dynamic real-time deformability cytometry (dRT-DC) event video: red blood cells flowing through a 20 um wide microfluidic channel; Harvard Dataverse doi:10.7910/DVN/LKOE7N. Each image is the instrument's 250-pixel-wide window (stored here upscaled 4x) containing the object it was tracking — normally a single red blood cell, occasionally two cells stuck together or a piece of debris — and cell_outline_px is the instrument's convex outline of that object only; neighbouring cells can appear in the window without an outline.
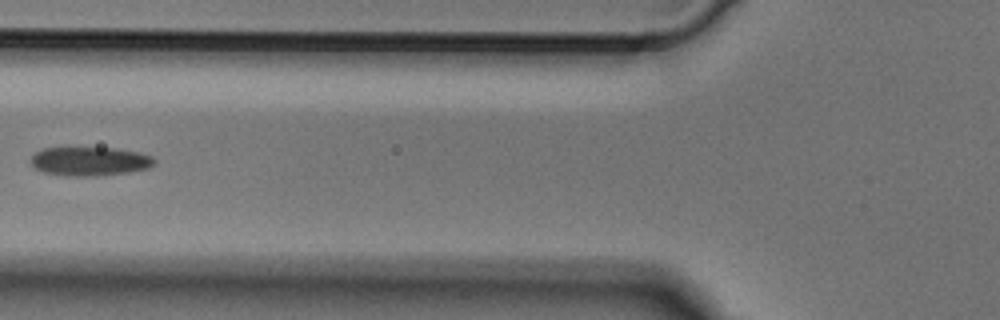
{"species": "Egyptian fruit bat (a non-hibernating species)", "species_latin": "Rousettus aegyptiacus", "temperature_condition": "cold", "stored_images_in_passage": 6, "camera_frame_rate_fps": 3000, "um_per_image_px": 0.085, "animal": {"sex": "male"}, "frame": {"image": 1, "passage_image": 5, "time_ms": 1.333, "image_size_px": [1000, 320], "cell_outline_px": [[156, 164], [148, 168], [128, 172], [96, 176], [68, 176], [44, 172], [36, 168], [28, 160], [36, 152], [44, 148], [116, 148], [140, 152], [152, 156], [156, 160]], "centroid_in_image_um": [7.66, 13.71], "position_along_channel_um": 118.1, "area_um2": 20.87}}
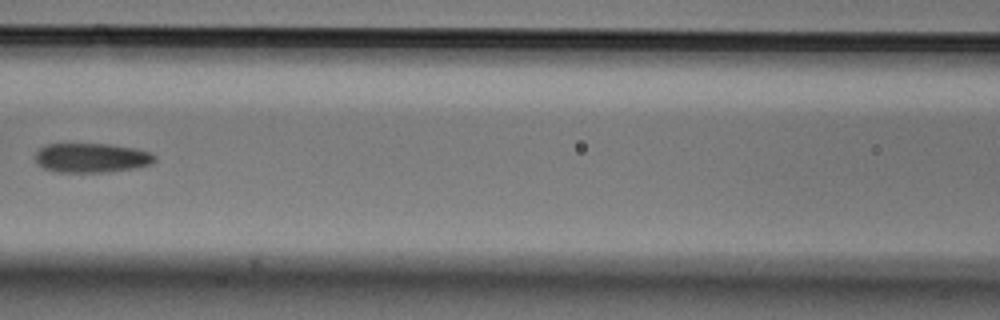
{"frame": {"image": 2, "passage_image": 6, "time_ms": 1.667, "image_size_px": [1000, 320], "cell_outline_px": [[156, 160], [152, 164], [136, 168], [108, 172], [60, 172], [44, 168], [36, 160], [36, 152], [44, 144], [108, 144], [136, 148], [148, 152], [156, 156]], "centroid_in_image_um": [7.82, 13.41], "position_along_channel_um": 158.8, "area_um2": 20.46}}